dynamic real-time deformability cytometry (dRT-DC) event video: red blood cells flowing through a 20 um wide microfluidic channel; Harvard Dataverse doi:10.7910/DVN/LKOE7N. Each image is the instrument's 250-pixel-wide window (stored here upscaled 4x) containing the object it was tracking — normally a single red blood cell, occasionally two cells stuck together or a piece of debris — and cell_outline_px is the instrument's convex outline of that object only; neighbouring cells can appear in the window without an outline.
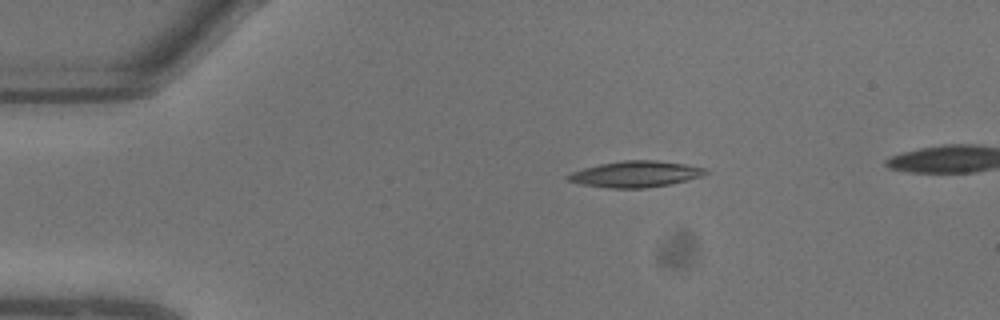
{"species": "common noctule bat (a hibernating species)", "species_latin": "Nyctalus noctula", "temperature_condition": "warm", "stored_images_in_passage": 5, "camera_frame_rate_fps": 3000, "um_per_image_px": 0.085, "animal": {"sex": "male", "body_mass_g": 13.3}, "frame": {"image": 1, "passage_image": 1, "time_ms": 0.0, "image_size_px": [1000, 320], "cell_outline_px": [[708, 172], [700, 176], [668, 184], [644, 188], [608, 188], [580, 184], [568, 180], [564, 176], [572, 172], [584, 168], [600, 164], [624, 160], [656, 160], [684, 164], [704, 168]], "centroid_in_image_um": [53.95, 14.79], "position_along_channel_um": 31.0, "area_um2": 20.63}}
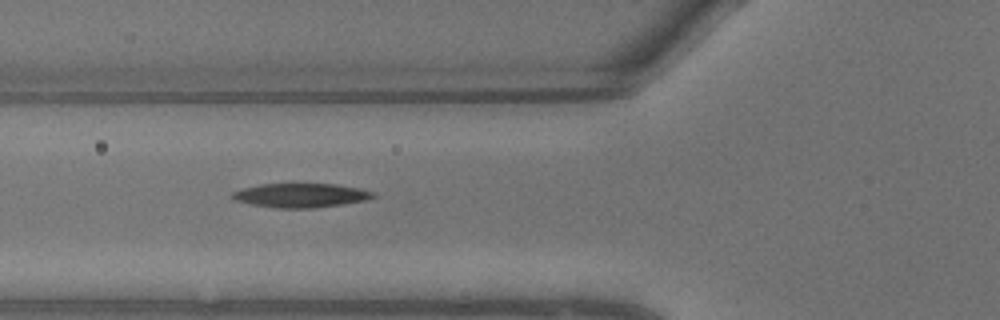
{"frame": {"image": 2, "passage_image": 5, "time_ms": 1.333, "image_size_px": [1000, 320], "cell_outline_px": [[376, 196], [364, 200], [316, 208], [276, 208], [252, 204], [236, 200], [232, 196], [232, 192], [244, 188], [260, 184], [336, 184], [360, 188], [372, 192]], "centroid_in_image_um": [25.56, 16.6], "position_along_channel_um": 100.2, "area_um2": 19.48}}